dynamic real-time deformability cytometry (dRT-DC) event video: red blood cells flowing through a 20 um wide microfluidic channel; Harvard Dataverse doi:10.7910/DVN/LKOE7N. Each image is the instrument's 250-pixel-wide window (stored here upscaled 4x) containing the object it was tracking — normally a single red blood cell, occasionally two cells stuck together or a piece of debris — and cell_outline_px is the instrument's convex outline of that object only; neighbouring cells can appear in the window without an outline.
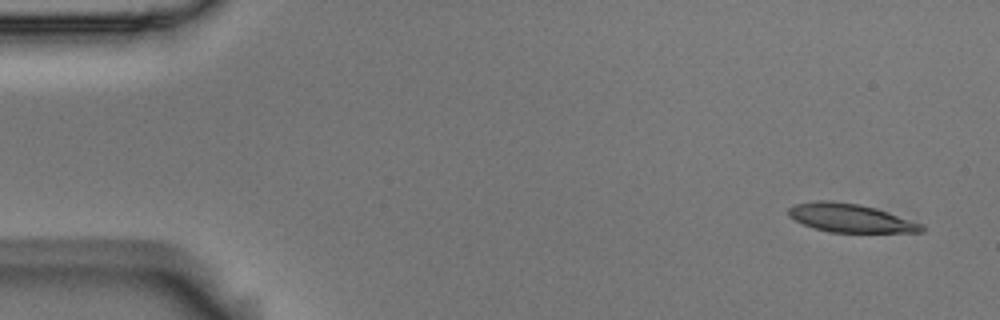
{"species": "Egyptian fruit bat (a non-hibernating species)", "species_latin": "Rousettus aegyptiacus", "temperature_condition": "room temperature", "stored_images_in_passage": 8, "camera_frame_rate_fps": 3000, "um_per_image_px": 0.085, "animal": {"sex": "male"}, "frame": {"image": 1, "passage_image": 1, "time_ms": 0.0, "image_size_px": [1000, 320], "cell_outline_px": [[924, 232], [828, 232], [804, 224], [788, 216], [788, 208], [796, 204], [816, 200], [828, 200], [860, 204], [876, 208], [924, 224]], "centroid_in_image_um": [72.3, 18.52], "position_along_channel_um": 12.7, "area_um2": 22.02}}
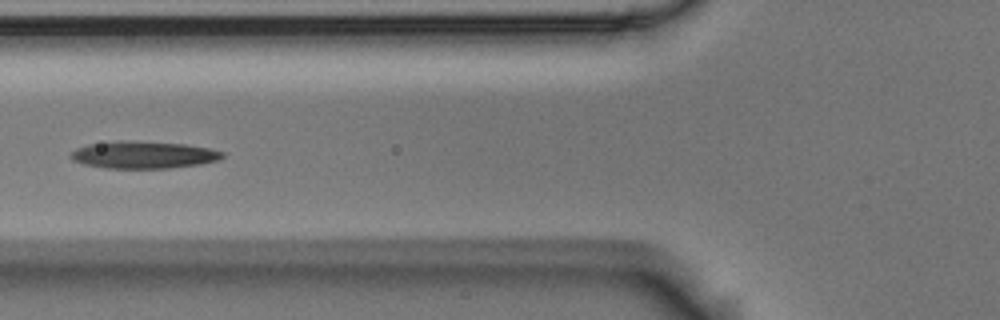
{"frame": {"image": 2, "passage_image": 6, "time_ms": 1.667, "image_size_px": [1000, 320], "cell_outline_px": [[224, 156], [216, 160], [200, 164], [168, 168], [104, 168], [84, 164], [72, 160], [68, 156], [76, 148], [88, 144], [116, 140], [128, 140], [184, 144], [208, 148], [224, 152]], "centroid_in_image_um": [12.13, 13.15], "position_along_channel_um": 113.7, "area_um2": 24.1}}
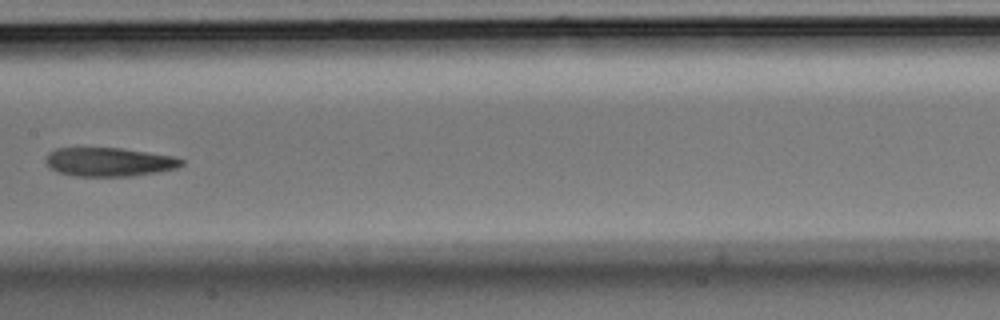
{"frame": {"image": 3, "passage_image": 8, "time_ms": 2.333, "image_size_px": [1000, 320], "cell_outline_px": [[184, 164], [176, 168], [160, 172], [132, 176], [76, 176], [56, 172], [44, 160], [48, 152], [56, 148], [120, 148], [172, 156], [184, 160]], "centroid_in_image_um": [9.27, 13.77], "position_along_channel_um": 198.1, "area_um2": 22.77}}